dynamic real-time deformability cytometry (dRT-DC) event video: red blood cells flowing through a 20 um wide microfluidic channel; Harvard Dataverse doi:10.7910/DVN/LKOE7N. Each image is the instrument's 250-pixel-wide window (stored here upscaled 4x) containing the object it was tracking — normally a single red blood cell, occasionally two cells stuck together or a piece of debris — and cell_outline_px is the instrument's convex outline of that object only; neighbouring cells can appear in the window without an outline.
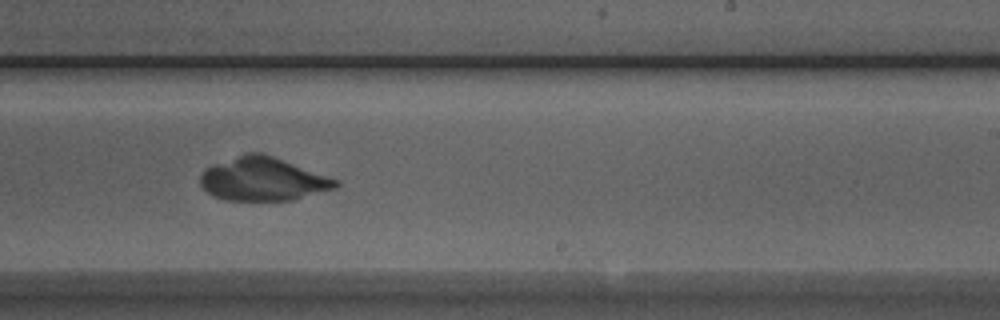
{"species": "Egyptian fruit bat (a non-hibernating species)", "species_latin": "Rousettus aegyptiacus", "temperature_condition": "room temperature", "stored_images_in_passage": 36, "camera_frame_rate_fps": 3000, "um_per_image_px": 0.085, "animal": {"sex": "male"}, "frame": {"image": 1, "passage_image": 18, "time_ms": 5.667, "image_size_px": [1000, 320], "cell_outline_px": [[340, 184], [336, 188], [292, 200], [224, 200], [212, 196], [200, 188], [200, 172], [212, 164], [248, 152], [260, 152], [272, 156], [340, 180]], "centroid_in_image_um": [22.31, 15.23], "position_along_channel_um": 266.7, "area_um2": 34.39}}
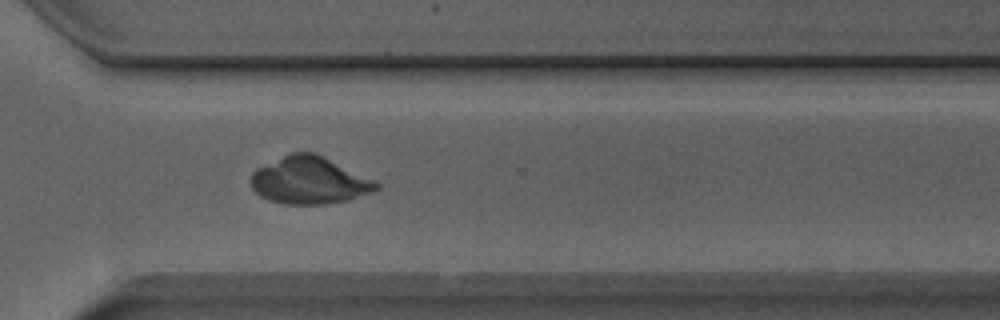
{"frame": {"image": 2, "passage_image": 24, "time_ms": 7.667, "image_size_px": [1000, 320], "cell_outline_px": [[380, 188], [372, 192], [348, 200], [324, 204], [284, 204], [268, 200], [260, 196], [252, 188], [248, 180], [252, 172], [256, 168], [292, 152], [316, 152], [376, 180], [380, 184]], "centroid_in_image_um": [26.3, 15.33], "position_along_channel_um": 344.3, "area_um2": 34.97}}
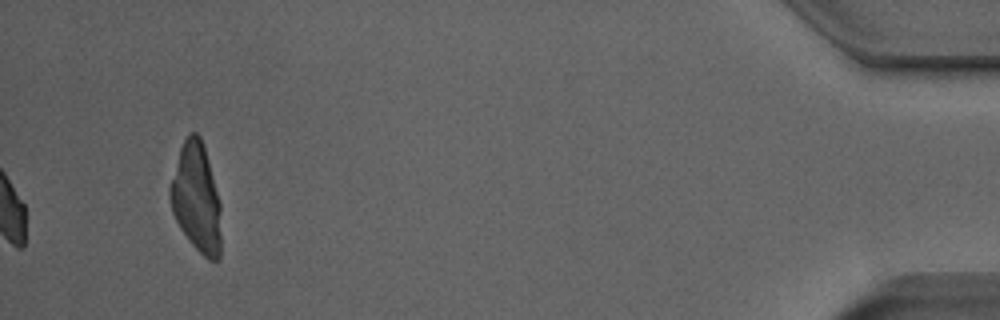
{"frame": {"image": 3, "passage_image": 36, "time_ms": 11.667, "image_size_px": [1000, 320], "cell_outline_px": [[220, 260], [208, 260], [188, 240], [180, 228], [172, 212], [168, 196], [168, 188], [180, 148], [188, 132], [196, 132], [200, 136], [204, 148], [220, 204]], "centroid_in_image_um": [16.66, 16.83], "position_along_channel_um": 418.5, "area_um2": 32.19}}